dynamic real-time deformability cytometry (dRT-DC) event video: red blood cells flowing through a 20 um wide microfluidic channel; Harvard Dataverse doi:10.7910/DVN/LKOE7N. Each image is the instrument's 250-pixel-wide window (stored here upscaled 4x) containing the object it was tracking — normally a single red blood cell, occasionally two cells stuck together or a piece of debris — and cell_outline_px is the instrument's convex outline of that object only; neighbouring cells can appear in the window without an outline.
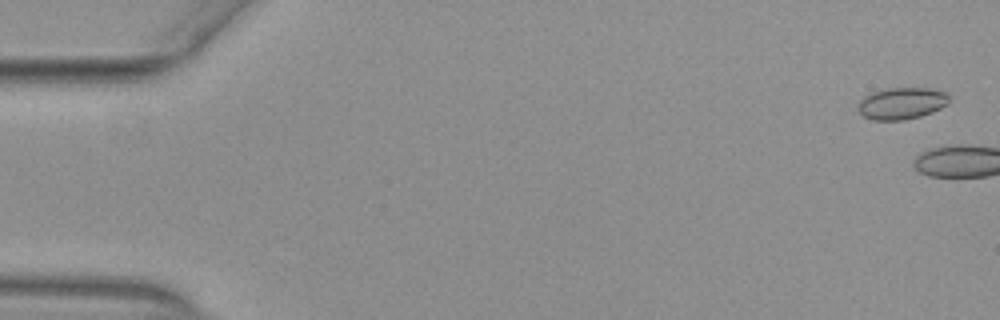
{"species": "common noctule bat (a hibernating species)", "species_latin": "Nyctalus noctula", "temperature_condition": "warm", "stored_images_in_passage": 4, "camera_frame_rate_fps": 3000, "um_per_image_px": 0.085, "animal": {"sex": "female", "body_mass_g": 29.2, "forearm_length_mm": 56.3}, "frame": {"image": 1, "passage_image": 2, "time_ms": 0.333, "image_size_px": [1000, 320], "cell_outline_px": [[948, 104], [932, 112], [920, 116], [904, 120], [872, 120], [864, 116], [856, 108], [860, 100], [864, 96], [872, 92], [888, 88], [936, 88], [948, 92]], "centroid_in_image_um": [76.65, 8.77], "position_along_channel_um": 8.3, "area_um2": 17.05}}